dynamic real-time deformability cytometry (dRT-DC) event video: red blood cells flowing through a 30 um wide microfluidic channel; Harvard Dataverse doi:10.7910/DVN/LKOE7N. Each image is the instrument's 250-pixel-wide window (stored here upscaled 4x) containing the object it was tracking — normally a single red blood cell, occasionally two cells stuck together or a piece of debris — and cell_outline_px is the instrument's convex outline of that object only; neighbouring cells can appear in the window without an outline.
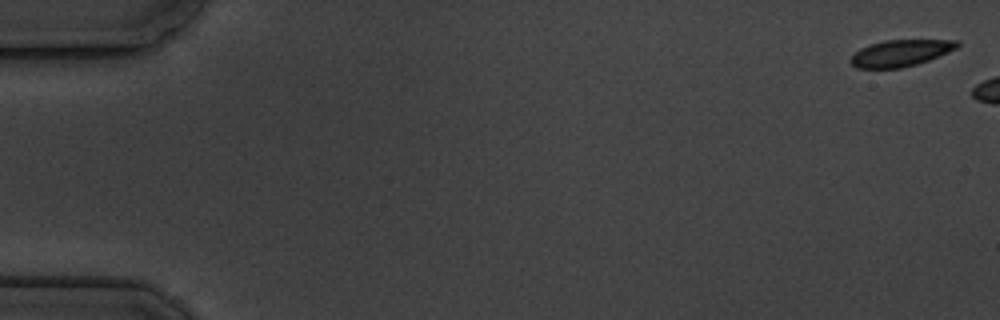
{"species": "common noctule bat (a hibernating species)", "species_latin": "Nyctalus noctula", "temperature_condition": "cold", "stored_images_in_passage": 3, "camera_frame_rate_fps": 3000, "um_per_image_px": 0.085, "animal": {"sex": "male", "body_mass_g": 19.5, "forearm_length_mm": 54.6}, "frame": {"image": 1, "passage_image": 1, "time_ms": 0.0, "image_size_px": [1000, 320], "cell_outline_px": [[960, 44], [956, 48], [948, 52], [928, 60], [916, 64], [900, 68], [856, 68], [848, 60], [860, 48], [868, 44], [884, 40], [960, 40]], "centroid_in_image_um": [76.52, 4.5], "position_along_channel_um": 8.5, "area_um2": 16.47}}